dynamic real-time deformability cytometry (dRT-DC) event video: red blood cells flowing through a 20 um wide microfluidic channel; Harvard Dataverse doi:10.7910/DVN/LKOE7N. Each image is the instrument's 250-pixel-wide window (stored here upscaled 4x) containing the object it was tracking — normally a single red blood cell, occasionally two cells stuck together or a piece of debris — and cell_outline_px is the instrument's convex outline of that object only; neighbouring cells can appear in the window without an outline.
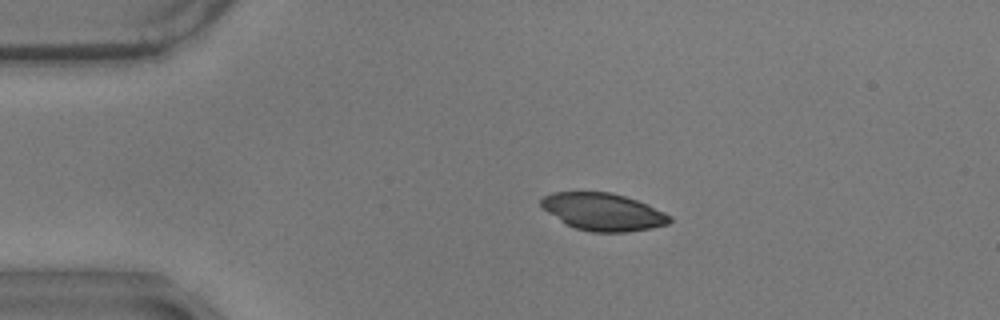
{"species": "common noctule bat (a hibernating species)", "species_latin": "Nyctalus noctula", "temperature_condition": "warm", "stored_images_in_passage": 48, "camera_frame_rate_fps": 3000, "um_per_image_px": 0.085, "animal": {"sex": "male", "body_mass_g": 17.9}, "frame": {"image": 1, "passage_image": 2, "time_ms": 0.333, "image_size_px": [1000, 320], "cell_outline_px": [[672, 220], [668, 224], [652, 228], [624, 232], [592, 232], [576, 228], [564, 224], [548, 212], [540, 204], [540, 200], [544, 196], [552, 192], [608, 192], [624, 196], [648, 204], [672, 216]], "centroid_in_image_um": [51.27, 18.01], "position_along_channel_um": 33.7, "area_um2": 27.98}}
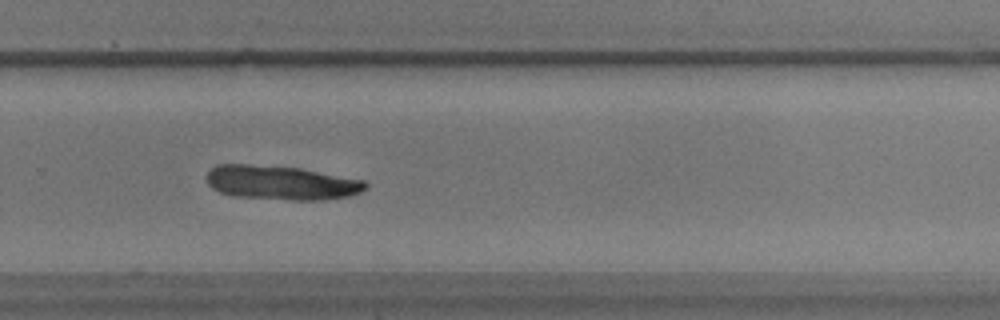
{"frame": {"image": 2, "passage_image": 29, "time_ms": 9.333, "image_size_px": [1000, 320], "cell_outline_px": [[368, 184], [360, 192], [348, 196], [324, 200], [292, 200], [232, 196], [220, 192], [212, 188], [208, 184], [208, 172], [216, 164], [248, 164], [300, 168], [364, 180]], "centroid_in_image_um": [23.89, 15.53], "position_along_channel_um": 305.9, "area_um2": 31.56}}
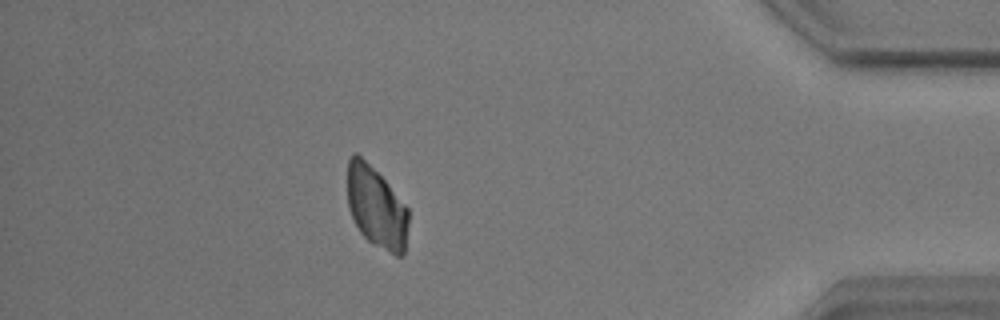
{"frame": {"image": 3, "passage_image": 41, "time_ms": 13.333, "image_size_px": [1000, 320], "cell_outline_px": [[408, 224], [404, 256], [396, 256], [372, 244], [360, 232], [348, 208], [348, 160], [352, 152], [356, 152], [388, 184], [408, 208]], "centroid_in_image_um": [31.99, 17.65], "position_along_channel_um": 403.2, "area_um2": 28.73}}